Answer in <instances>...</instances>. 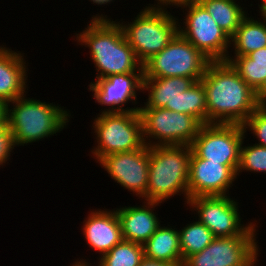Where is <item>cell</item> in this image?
<instances>
[{
	"label": "cell",
	"mask_w": 266,
	"mask_h": 266,
	"mask_svg": "<svg viewBox=\"0 0 266 266\" xmlns=\"http://www.w3.org/2000/svg\"><path fill=\"white\" fill-rule=\"evenodd\" d=\"M186 11L178 32L211 61H226L231 38L219 27L210 13L198 2L180 7ZM183 24V26H182Z\"/></svg>",
	"instance_id": "10"
},
{
	"label": "cell",
	"mask_w": 266,
	"mask_h": 266,
	"mask_svg": "<svg viewBox=\"0 0 266 266\" xmlns=\"http://www.w3.org/2000/svg\"><path fill=\"white\" fill-rule=\"evenodd\" d=\"M257 19L256 16L255 18L249 16V13L242 19L235 34L231 37L230 47L232 48L228 57L247 56L253 51L266 47V17Z\"/></svg>",
	"instance_id": "21"
},
{
	"label": "cell",
	"mask_w": 266,
	"mask_h": 266,
	"mask_svg": "<svg viewBox=\"0 0 266 266\" xmlns=\"http://www.w3.org/2000/svg\"><path fill=\"white\" fill-rule=\"evenodd\" d=\"M154 4H147L149 7L156 8V9H163L167 10L171 6L174 8L182 7L184 5H188L190 3L196 2L197 0H155ZM157 3V4H156ZM169 6V7H168Z\"/></svg>",
	"instance_id": "30"
},
{
	"label": "cell",
	"mask_w": 266,
	"mask_h": 266,
	"mask_svg": "<svg viewBox=\"0 0 266 266\" xmlns=\"http://www.w3.org/2000/svg\"><path fill=\"white\" fill-rule=\"evenodd\" d=\"M171 14L168 10L146 5L132 22L118 21L142 64L161 52L178 33L180 19Z\"/></svg>",
	"instance_id": "5"
},
{
	"label": "cell",
	"mask_w": 266,
	"mask_h": 266,
	"mask_svg": "<svg viewBox=\"0 0 266 266\" xmlns=\"http://www.w3.org/2000/svg\"><path fill=\"white\" fill-rule=\"evenodd\" d=\"M238 204L237 199L231 196H198L189 198L186 205L189 211H196L195 219L204 224L215 237L254 235L258 232V224L253 220L244 224Z\"/></svg>",
	"instance_id": "9"
},
{
	"label": "cell",
	"mask_w": 266,
	"mask_h": 266,
	"mask_svg": "<svg viewBox=\"0 0 266 266\" xmlns=\"http://www.w3.org/2000/svg\"><path fill=\"white\" fill-rule=\"evenodd\" d=\"M211 60L179 32L143 64L144 78L188 77L200 81Z\"/></svg>",
	"instance_id": "7"
},
{
	"label": "cell",
	"mask_w": 266,
	"mask_h": 266,
	"mask_svg": "<svg viewBox=\"0 0 266 266\" xmlns=\"http://www.w3.org/2000/svg\"><path fill=\"white\" fill-rule=\"evenodd\" d=\"M143 78V72L110 75L92 79L94 81L88 85V90L92 91L95 103L106 107L100 113L139 112L140 107L135 104L139 103L137 92L143 91ZM131 101L134 107L125 108Z\"/></svg>",
	"instance_id": "13"
},
{
	"label": "cell",
	"mask_w": 266,
	"mask_h": 266,
	"mask_svg": "<svg viewBox=\"0 0 266 266\" xmlns=\"http://www.w3.org/2000/svg\"><path fill=\"white\" fill-rule=\"evenodd\" d=\"M139 114L142 120L143 140L149 147L190 146L202 126L195 117L189 114L165 108H140Z\"/></svg>",
	"instance_id": "8"
},
{
	"label": "cell",
	"mask_w": 266,
	"mask_h": 266,
	"mask_svg": "<svg viewBox=\"0 0 266 266\" xmlns=\"http://www.w3.org/2000/svg\"><path fill=\"white\" fill-rule=\"evenodd\" d=\"M195 81L188 77L143 78V91L148 98L140 108H165L176 112V99Z\"/></svg>",
	"instance_id": "19"
},
{
	"label": "cell",
	"mask_w": 266,
	"mask_h": 266,
	"mask_svg": "<svg viewBox=\"0 0 266 266\" xmlns=\"http://www.w3.org/2000/svg\"><path fill=\"white\" fill-rule=\"evenodd\" d=\"M231 38L248 14L238 0H197ZM238 1V2H237ZM242 6V7H241ZM245 9V10H244Z\"/></svg>",
	"instance_id": "22"
},
{
	"label": "cell",
	"mask_w": 266,
	"mask_h": 266,
	"mask_svg": "<svg viewBox=\"0 0 266 266\" xmlns=\"http://www.w3.org/2000/svg\"><path fill=\"white\" fill-rule=\"evenodd\" d=\"M191 147L188 145H159L149 147V171L146 195L142 201L162 204L182 195L186 206ZM168 199V200H167Z\"/></svg>",
	"instance_id": "4"
},
{
	"label": "cell",
	"mask_w": 266,
	"mask_h": 266,
	"mask_svg": "<svg viewBox=\"0 0 266 266\" xmlns=\"http://www.w3.org/2000/svg\"><path fill=\"white\" fill-rule=\"evenodd\" d=\"M70 116V111L58 103L27 98L25 94L8 103L7 125L14 146L19 147L44 141L60 133L66 129Z\"/></svg>",
	"instance_id": "3"
},
{
	"label": "cell",
	"mask_w": 266,
	"mask_h": 266,
	"mask_svg": "<svg viewBox=\"0 0 266 266\" xmlns=\"http://www.w3.org/2000/svg\"><path fill=\"white\" fill-rule=\"evenodd\" d=\"M90 2H93V3H91V4H96V5H100V7L103 5H108L109 6V4L112 2V3H114V1L115 0H89Z\"/></svg>",
	"instance_id": "36"
},
{
	"label": "cell",
	"mask_w": 266,
	"mask_h": 266,
	"mask_svg": "<svg viewBox=\"0 0 266 266\" xmlns=\"http://www.w3.org/2000/svg\"><path fill=\"white\" fill-rule=\"evenodd\" d=\"M176 112L189 114L202 125L207 124L206 90L201 81L180 93L176 99Z\"/></svg>",
	"instance_id": "25"
},
{
	"label": "cell",
	"mask_w": 266,
	"mask_h": 266,
	"mask_svg": "<svg viewBox=\"0 0 266 266\" xmlns=\"http://www.w3.org/2000/svg\"><path fill=\"white\" fill-rule=\"evenodd\" d=\"M0 45V100L7 104L27 94L28 65L24 52Z\"/></svg>",
	"instance_id": "18"
},
{
	"label": "cell",
	"mask_w": 266,
	"mask_h": 266,
	"mask_svg": "<svg viewBox=\"0 0 266 266\" xmlns=\"http://www.w3.org/2000/svg\"><path fill=\"white\" fill-rule=\"evenodd\" d=\"M82 222V234L92 250L99 252V258L123 240L121 225L116 209H93Z\"/></svg>",
	"instance_id": "16"
},
{
	"label": "cell",
	"mask_w": 266,
	"mask_h": 266,
	"mask_svg": "<svg viewBox=\"0 0 266 266\" xmlns=\"http://www.w3.org/2000/svg\"><path fill=\"white\" fill-rule=\"evenodd\" d=\"M244 141L245 138L240 148V163L236 173L237 179L241 172H263L266 174V147L253 143L244 145Z\"/></svg>",
	"instance_id": "27"
},
{
	"label": "cell",
	"mask_w": 266,
	"mask_h": 266,
	"mask_svg": "<svg viewBox=\"0 0 266 266\" xmlns=\"http://www.w3.org/2000/svg\"><path fill=\"white\" fill-rule=\"evenodd\" d=\"M174 227L161 224L143 244L144 257L183 266L179 232Z\"/></svg>",
	"instance_id": "20"
},
{
	"label": "cell",
	"mask_w": 266,
	"mask_h": 266,
	"mask_svg": "<svg viewBox=\"0 0 266 266\" xmlns=\"http://www.w3.org/2000/svg\"><path fill=\"white\" fill-rule=\"evenodd\" d=\"M257 234L259 233L234 237H216L201 252L189 256L184 261L183 266L258 265L259 260L257 258L261 254V250L257 244Z\"/></svg>",
	"instance_id": "12"
},
{
	"label": "cell",
	"mask_w": 266,
	"mask_h": 266,
	"mask_svg": "<svg viewBox=\"0 0 266 266\" xmlns=\"http://www.w3.org/2000/svg\"><path fill=\"white\" fill-rule=\"evenodd\" d=\"M161 202L143 201L139 206L115 208L121 225L123 240L144 244L161 225L155 208ZM155 211V212H154Z\"/></svg>",
	"instance_id": "17"
},
{
	"label": "cell",
	"mask_w": 266,
	"mask_h": 266,
	"mask_svg": "<svg viewBox=\"0 0 266 266\" xmlns=\"http://www.w3.org/2000/svg\"><path fill=\"white\" fill-rule=\"evenodd\" d=\"M248 56L254 61L266 62V47L253 51Z\"/></svg>",
	"instance_id": "32"
},
{
	"label": "cell",
	"mask_w": 266,
	"mask_h": 266,
	"mask_svg": "<svg viewBox=\"0 0 266 266\" xmlns=\"http://www.w3.org/2000/svg\"><path fill=\"white\" fill-rule=\"evenodd\" d=\"M226 62L232 65L255 92L263 86L266 79V62L254 61L248 55L227 57Z\"/></svg>",
	"instance_id": "26"
},
{
	"label": "cell",
	"mask_w": 266,
	"mask_h": 266,
	"mask_svg": "<svg viewBox=\"0 0 266 266\" xmlns=\"http://www.w3.org/2000/svg\"><path fill=\"white\" fill-rule=\"evenodd\" d=\"M139 266H178V265L144 257Z\"/></svg>",
	"instance_id": "31"
},
{
	"label": "cell",
	"mask_w": 266,
	"mask_h": 266,
	"mask_svg": "<svg viewBox=\"0 0 266 266\" xmlns=\"http://www.w3.org/2000/svg\"><path fill=\"white\" fill-rule=\"evenodd\" d=\"M8 104L0 100V128L7 124Z\"/></svg>",
	"instance_id": "33"
},
{
	"label": "cell",
	"mask_w": 266,
	"mask_h": 266,
	"mask_svg": "<svg viewBox=\"0 0 266 266\" xmlns=\"http://www.w3.org/2000/svg\"><path fill=\"white\" fill-rule=\"evenodd\" d=\"M192 222L178 230L183 262L189 256L201 252L216 238L204 224L198 220Z\"/></svg>",
	"instance_id": "24"
},
{
	"label": "cell",
	"mask_w": 266,
	"mask_h": 266,
	"mask_svg": "<svg viewBox=\"0 0 266 266\" xmlns=\"http://www.w3.org/2000/svg\"><path fill=\"white\" fill-rule=\"evenodd\" d=\"M256 97L260 105H266V79L263 86L256 92Z\"/></svg>",
	"instance_id": "34"
},
{
	"label": "cell",
	"mask_w": 266,
	"mask_h": 266,
	"mask_svg": "<svg viewBox=\"0 0 266 266\" xmlns=\"http://www.w3.org/2000/svg\"><path fill=\"white\" fill-rule=\"evenodd\" d=\"M91 125L96 145L90 151L96 163L107 154L137 150L145 145L139 112L99 113Z\"/></svg>",
	"instance_id": "6"
},
{
	"label": "cell",
	"mask_w": 266,
	"mask_h": 266,
	"mask_svg": "<svg viewBox=\"0 0 266 266\" xmlns=\"http://www.w3.org/2000/svg\"><path fill=\"white\" fill-rule=\"evenodd\" d=\"M245 135L243 125L204 124L190 147L197 157L227 165L236 174Z\"/></svg>",
	"instance_id": "11"
},
{
	"label": "cell",
	"mask_w": 266,
	"mask_h": 266,
	"mask_svg": "<svg viewBox=\"0 0 266 266\" xmlns=\"http://www.w3.org/2000/svg\"><path fill=\"white\" fill-rule=\"evenodd\" d=\"M243 128L246 134L247 131L253 133V138L255 136L256 142L258 144L266 147V105H260L245 121Z\"/></svg>",
	"instance_id": "28"
},
{
	"label": "cell",
	"mask_w": 266,
	"mask_h": 266,
	"mask_svg": "<svg viewBox=\"0 0 266 266\" xmlns=\"http://www.w3.org/2000/svg\"><path fill=\"white\" fill-rule=\"evenodd\" d=\"M97 163L108 176L140 201L145 197L148 185L149 146L121 153L107 154Z\"/></svg>",
	"instance_id": "14"
},
{
	"label": "cell",
	"mask_w": 266,
	"mask_h": 266,
	"mask_svg": "<svg viewBox=\"0 0 266 266\" xmlns=\"http://www.w3.org/2000/svg\"><path fill=\"white\" fill-rule=\"evenodd\" d=\"M200 81L206 90L207 124L243 125L260 106L256 92L226 61H211Z\"/></svg>",
	"instance_id": "1"
},
{
	"label": "cell",
	"mask_w": 266,
	"mask_h": 266,
	"mask_svg": "<svg viewBox=\"0 0 266 266\" xmlns=\"http://www.w3.org/2000/svg\"><path fill=\"white\" fill-rule=\"evenodd\" d=\"M259 7V14L258 16L266 17V0H261L260 4H258Z\"/></svg>",
	"instance_id": "35"
},
{
	"label": "cell",
	"mask_w": 266,
	"mask_h": 266,
	"mask_svg": "<svg viewBox=\"0 0 266 266\" xmlns=\"http://www.w3.org/2000/svg\"><path fill=\"white\" fill-rule=\"evenodd\" d=\"M88 25L75 33L77 45L88 47L94 62L96 78L132 72H143V64L129 45L118 20L99 13L91 15ZM112 19V20H111Z\"/></svg>",
	"instance_id": "2"
},
{
	"label": "cell",
	"mask_w": 266,
	"mask_h": 266,
	"mask_svg": "<svg viewBox=\"0 0 266 266\" xmlns=\"http://www.w3.org/2000/svg\"><path fill=\"white\" fill-rule=\"evenodd\" d=\"M236 179V174L227 165L199 158L192 152L188 180L189 198L229 196V190Z\"/></svg>",
	"instance_id": "15"
},
{
	"label": "cell",
	"mask_w": 266,
	"mask_h": 266,
	"mask_svg": "<svg viewBox=\"0 0 266 266\" xmlns=\"http://www.w3.org/2000/svg\"><path fill=\"white\" fill-rule=\"evenodd\" d=\"M143 258L144 249L142 244L122 240L101 258H97V266H139ZM86 261V259H76L69 266H93L95 264V261L94 263Z\"/></svg>",
	"instance_id": "23"
},
{
	"label": "cell",
	"mask_w": 266,
	"mask_h": 266,
	"mask_svg": "<svg viewBox=\"0 0 266 266\" xmlns=\"http://www.w3.org/2000/svg\"><path fill=\"white\" fill-rule=\"evenodd\" d=\"M14 149L13 138L6 124L0 128V168H3L6 163H9L11 152L13 153Z\"/></svg>",
	"instance_id": "29"
}]
</instances>
